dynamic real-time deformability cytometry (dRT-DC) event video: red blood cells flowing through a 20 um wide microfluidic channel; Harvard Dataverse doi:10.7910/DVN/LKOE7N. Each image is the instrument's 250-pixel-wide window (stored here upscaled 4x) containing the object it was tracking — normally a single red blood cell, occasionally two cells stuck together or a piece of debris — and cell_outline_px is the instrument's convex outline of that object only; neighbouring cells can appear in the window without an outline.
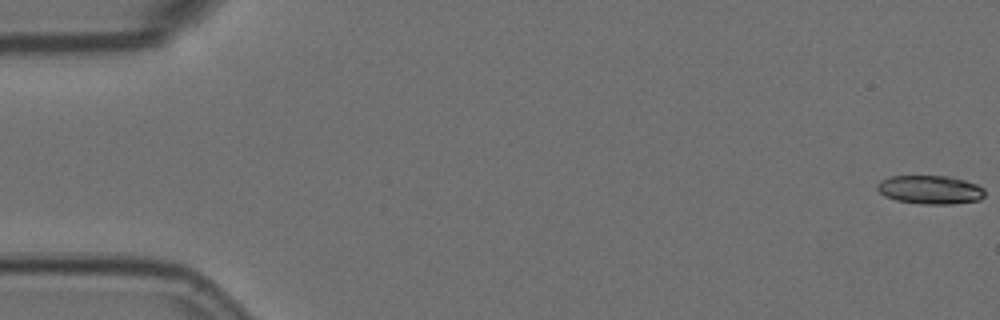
{"species": "Egyptian fruit bat (a non-hibernating species)", "species_latin": "Rousettus aegyptiacus", "temperature_condition": "room temperature", "stored_images_in_passage": 58, "camera_frame_rate_fps": 3000, "um_per_image_px": 0.085, "animal": {"sex": "female"}, "frame": {"image": 1, "passage_image": 1, "time_ms": 0.0, "image_size_px": [1000, 320], "cell_outline_px": [[984, 196], [980, 200], [952, 204], [924, 204], [896, 200], [884, 196], [876, 188], [876, 184], [880, 180], [892, 176], [948, 176], [964, 180], [976, 184], [984, 188]], "centroid_in_image_um": [79.05, 16.12], "position_along_channel_um": 5.9, "area_um2": 17.98}}
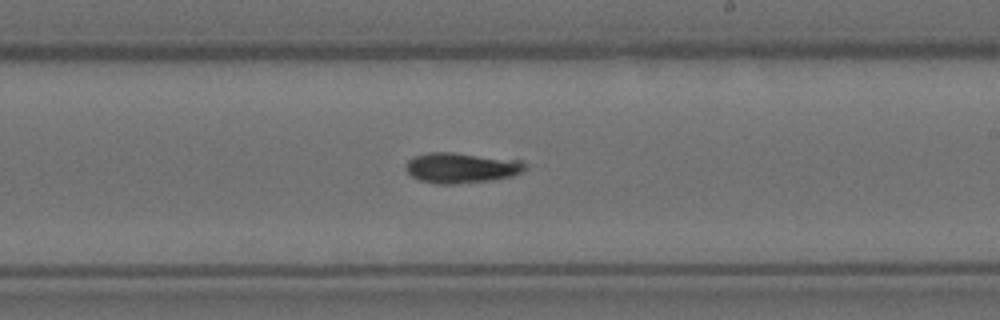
{"frame": {"image": 2, "passage_image": 34, "time_ms": 11.0, "image_size_px": [1000, 320], "cell_outline_px": [[528, 168], [512, 176], [488, 180], [456, 184], [436, 184], [420, 180], [412, 176], [404, 168], [404, 164], [412, 156], [428, 152], [452, 152], [524, 160]], "centroid_in_image_um": [39.2, 14.25], "position_along_channel_um": 249.8, "area_um2": 21.39}}
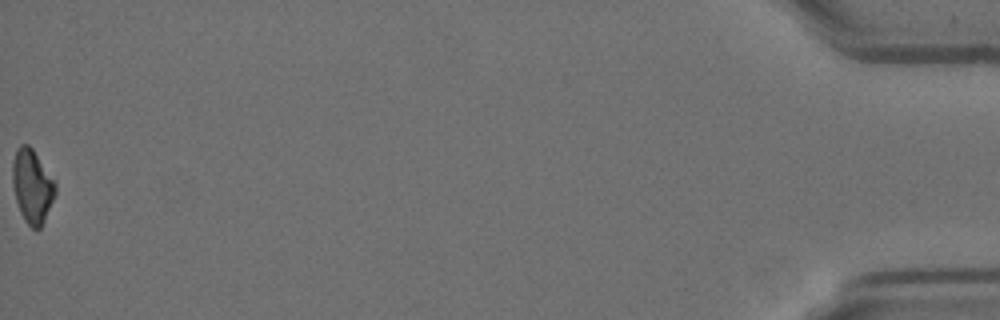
{"frame": {"image": 3, "passage_image": 58, "time_ms": 19.0, "image_size_px": [1000, 320], "cell_outline_px": [[56, 192], [40, 228], [32, 228], [24, 220], [20, 212], [16, 200], [12, 184], [12, 164], [16, 148], [20, 144], [28, 144], [32, 148], [56, 184]], "centroid_in_image_um": [2.7, 15.8], "position_along_channel_um": 432.5, "area_um2": 18.09}, "authors_computed_cell_mechanics": {"area_um2": 19.074, "velocity_mm_per_s": 3.5724, "shape_relaxation_time_tau1_ms": 9.5419, "shape_relaxation_time_tau2_ms": null, "deformation_change_tau1": 0.1876, "deformation_change_tau2": null}}